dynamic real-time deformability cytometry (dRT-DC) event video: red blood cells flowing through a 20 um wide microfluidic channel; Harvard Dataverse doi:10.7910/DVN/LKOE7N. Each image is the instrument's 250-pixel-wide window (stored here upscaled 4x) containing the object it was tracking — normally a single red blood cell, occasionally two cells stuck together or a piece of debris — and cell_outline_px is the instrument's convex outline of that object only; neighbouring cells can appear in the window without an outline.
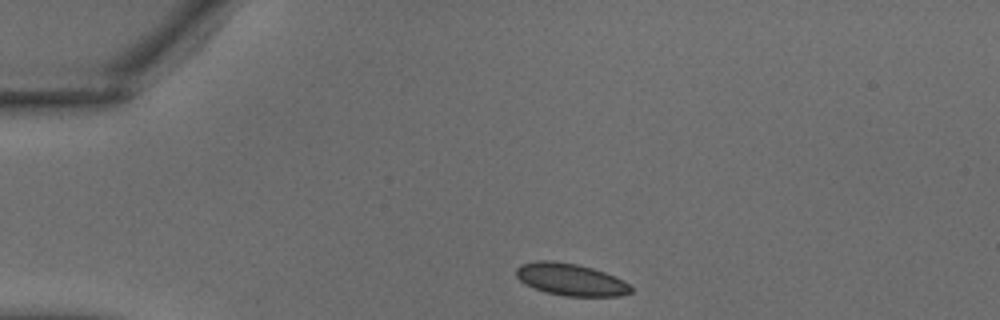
{"species": "common noctule bat (a hibernating species)", "species_latin": "Nyctalus noctula", "temperature_condition": "warm", "stored_images_in_passage": 30, "camera_frame_rate_fps": 3000, "um_per_image_px": 0.085, "animal": {"sex": "male", "body_mass_g": 18.8}, "frame": {"image": 1, "passage_image": 1, "time_ms": 0.0, "image_size_px": [1000, 320], "cell_outline_px": [[632, 292], [620, 296], [564, 296], [544, 292], [524, 284], [516, 276], [516, 268], [520, 264], [536, 260], [552, 260], [576, 264], [592, 268], [604, 272], [624, 280], [632, 288]], "centroid_in_image_um": [48.48, 23.76], "position_along_channel_um": 36.5, "area_um2": 21.62}}
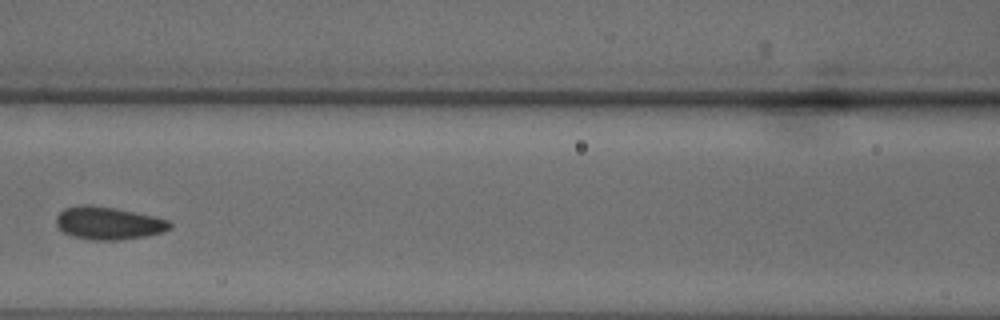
{"frame": {"image": 2, "passage_image": 10, "time_ms": 3.0, "image_size_px": [1000, 320], "cell_outline_px": [[172, 228], [164, 232], [144, 236], [116, 240], [92, 240], [72, 236], [64, 232], [56, 224], [56, 216], [64, 208], [80, 204], [88, 204], [116, 208], [136, 212], [168, 220], [172, 224]], "centroid_in_image_um": [9.21, 18.96], "position_along_channel_um": 157.4, "area_um2": 21.73}}
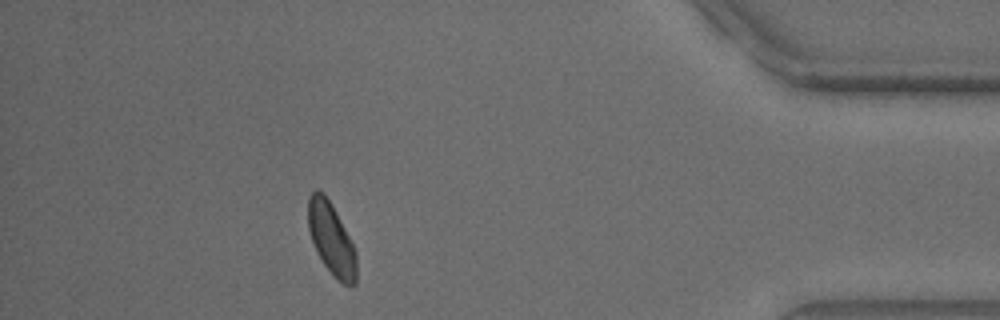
{"frame": {"image": 3, "passage_image": 26, "time_ms": 8.333, "image_size_px": [1000, 320], "cell_outline_px": [[356, 284], [344, 284], [336, 280], [324, 264], [312, 240], [308, 228], [308, 196], [316, 188], [324, 192], [336, 212], [356, 248]], "centroid_in_image_um": [28.17, 20.28], "position_along_channel_um": 407.0, "area_um2": 20.29}}